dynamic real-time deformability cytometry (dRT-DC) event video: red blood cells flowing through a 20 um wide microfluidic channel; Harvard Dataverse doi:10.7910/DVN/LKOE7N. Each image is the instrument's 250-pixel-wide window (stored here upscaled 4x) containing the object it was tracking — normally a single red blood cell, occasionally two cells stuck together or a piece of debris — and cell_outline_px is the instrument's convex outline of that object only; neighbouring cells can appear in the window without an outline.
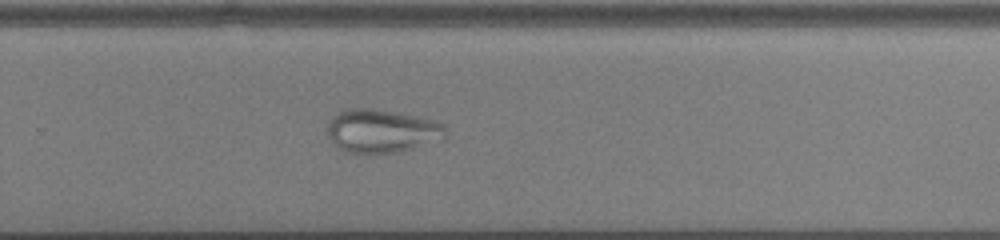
{"species": "common noctule bat (a hibernating species)", "species_latin": "Nyctalus noctula", "temperature_condition": "cold", "stored_images_in_passage": 44, "camera_frame_rate_fps": 3000, "um_per_image_px": 0.085, "animal": {"sex": "male", "body_mass_g": 13.0, "forearm_length_mm": 53.1}, "frame": {"image": 1, "passage_image": 26, "time_ms": 8.333, "image_size_px": [1000, 240], "cell_outline_px": [[448, 132], [444, 140], [400, 152], [344, 152], [332, 144], [328, 136], [328, 120], [336, 112], [344, 108], [372, 108], [396, 112], [436, 120], [444, 124]], "centroid_in_image_um": [32.47, 11.12], "position_along_channel_um": 297.3, "area_um2": 30.46}}